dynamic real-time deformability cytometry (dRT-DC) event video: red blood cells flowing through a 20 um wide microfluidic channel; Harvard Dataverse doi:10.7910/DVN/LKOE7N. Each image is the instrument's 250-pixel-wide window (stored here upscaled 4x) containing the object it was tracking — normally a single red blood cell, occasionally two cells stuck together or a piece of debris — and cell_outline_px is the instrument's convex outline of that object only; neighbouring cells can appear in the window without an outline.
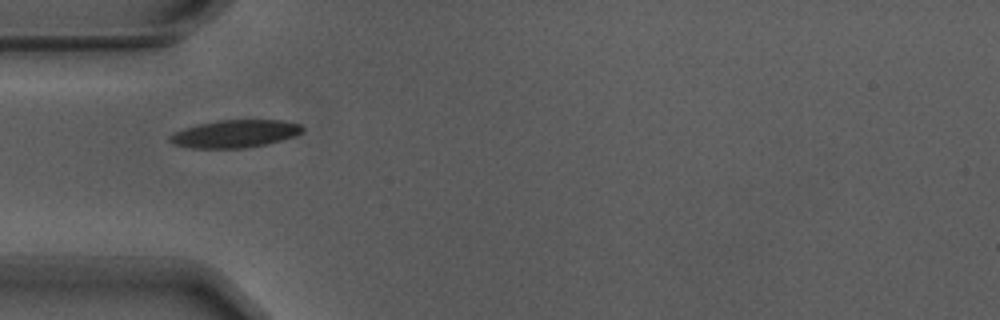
{"species": "Egyptian fruit bat (a non-hibernating species)", "species_latin": "Rousettus aegyptiacus", "temperature_condition": "warm", "stored_images_in_passage": 17, "camera_frame_rate_fps": 3000, "um_per_image_px": 0.085, "animal": {"sex": "male"}, "frame": {"image": 1, "passage_image": 1, "time_ms": 0.0, "image_size_px": [1000, 320], "cell_outline_px": [[304, 132], [280, 140], [264, 144], [244, 148], [192, 148], [172, 144], [168, 140], [168, 136], [184, 128], [200, 124], [220, 120], [284, 120], [300, 124], [304, 128]], "centroid_in_image_um": [19.96, 11.37], "position_along_channel_um": 65.0, "area_um2": 21.21}}
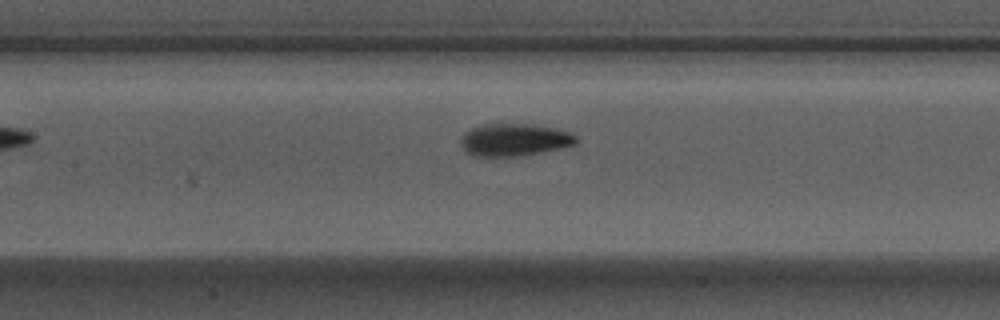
{"frame": {"image": 2, "passage_image": 9, "time_ms": 2.667, "image_size_px": [1000, 320], "cell_outline_px": [[576, 144], [560, 148], [520, 156], [472, 156], [460, 144], [460, 140], [464, 132], [472, 128], [484, 124], [528, 124], [556, 128], [572, 132], [576, 136]], "centroid_in_image_um": [43.72, 11.88], "position_along_channel_um": 163.7, "area_um2": 21.73}}
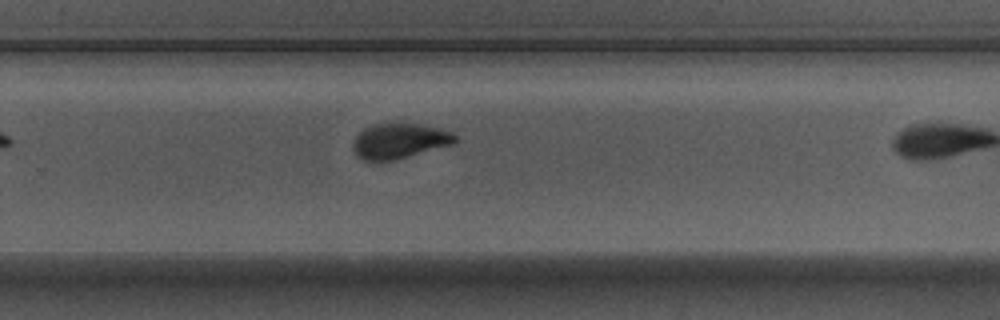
{"frame": {"image": 3, "passage_image": 16, "time_ms": 5.0, "image_size_px": [1000, 320], "cell_outline_px": [[456, 144], [396, 160], [364, 160], [356, 156], [352, 148], [352, 144], [356, 136], [364, 128], [372, 124], [420, 124], [452, 132], [456, 136]], "centroid_in_image_um": [33.96, 12.0], "position_along_channel_um": 295.8, "area_um2": 20.98}}